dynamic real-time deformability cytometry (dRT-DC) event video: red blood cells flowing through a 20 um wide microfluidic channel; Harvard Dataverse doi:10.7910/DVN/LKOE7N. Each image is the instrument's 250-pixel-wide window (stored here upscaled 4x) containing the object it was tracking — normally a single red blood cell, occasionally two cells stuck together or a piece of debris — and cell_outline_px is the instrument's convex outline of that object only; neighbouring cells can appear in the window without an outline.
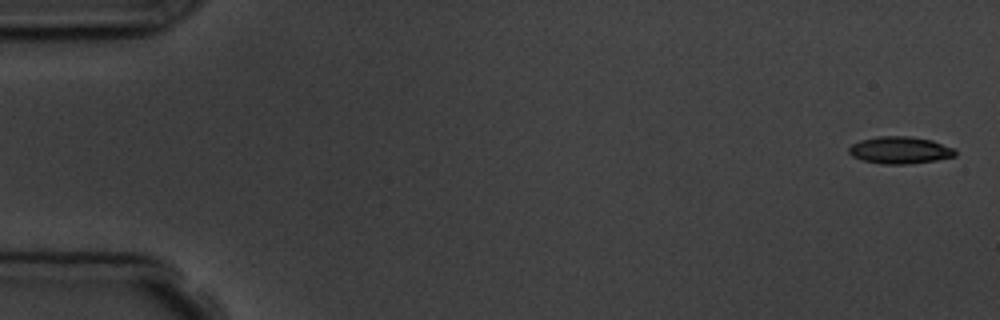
{"species": "common noctule bat (a hibernating species)", "species_latin": "Nyctalus noctula", "temperature_condition": "room temperature", "stored_images_in_passage": 6, "camera_frame_rate_fps": 3000, "um_per_image_px": 0.085, "animal": {"sex": "male", "body_mass_g": 19.5, "forearm_length_mm": 54.6}, "frame": {"image": 1, "passage_image": 1, "time_ms": 0.0, "image_size_px": [1000, 320], "cell_outline_px": [[956, 156], [936, 160], [908, 164], [884, 164], [864, 160], [852, 156], [848, 152], [848, 148], [852, 144], [860, 140], [880, 136], [912, 136], [932, 140], [956, 148]], "centroid_in_image_um": [76.53, 12.75], "position_along_channel_um": 8.5, "area_um2": 16.88}}
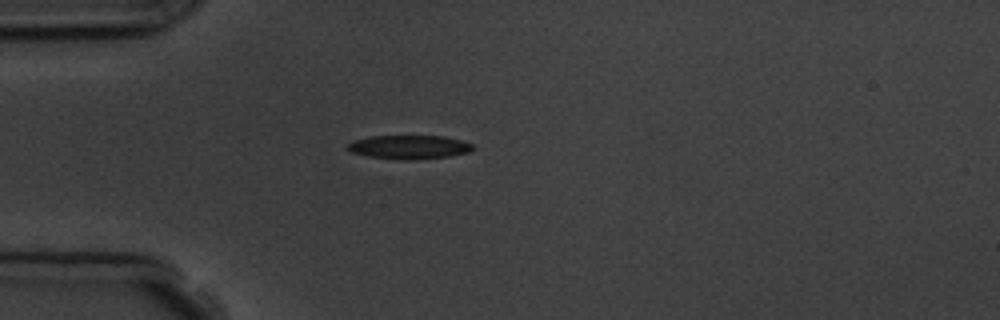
{"frame": {"image": 2, "passage_image": 5, "time_ms": 4.667, "image_size_px": [1000, 320], "cell_outline_px": [[476, 148], [468, 152], [448, 156], [408, 160], [400, 160], [368, 156], [352, 152], [344, 148], [352, 140], [368, 136], [444, 136], [460, 140], [472, 144]], "centroid_in_image_um": [34.73, 12.49], "position_along_channel_um": 50.3, "area_um2": 17.4}}